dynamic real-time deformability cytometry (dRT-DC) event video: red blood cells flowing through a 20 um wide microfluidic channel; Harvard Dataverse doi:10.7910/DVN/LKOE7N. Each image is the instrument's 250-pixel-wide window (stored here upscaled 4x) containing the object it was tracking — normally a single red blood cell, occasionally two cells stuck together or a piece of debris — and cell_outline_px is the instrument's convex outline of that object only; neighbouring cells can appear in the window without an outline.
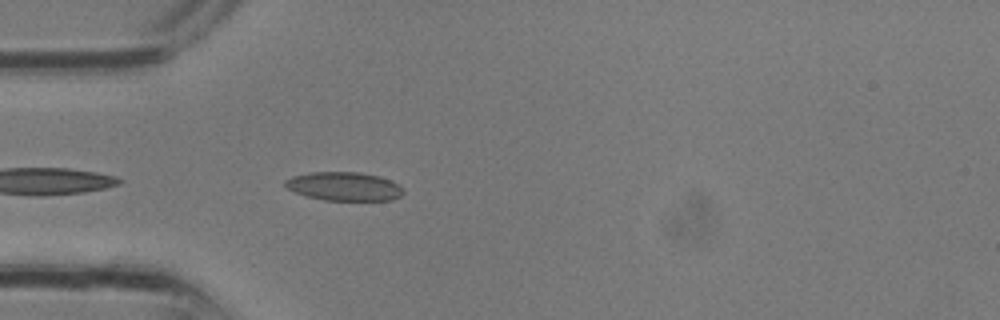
{"species": "common noctule bat (a hibernating species)", "species_latin": "Nyctalus noctula", "temperature_condition": "room temperature", "stored_images_in_passage": 12, "camera_frame_rate_fps": 3000, "um_per_image_px": 0.085, "animal": {"sex": "male", "body_mass_g": 13.3}, "frame": {"image": 1, "passage_image": 4, "time_ms": 1.0, "image_size_px": [1000, 320], "cell_outline_px": [[404, 192], [400, 196], [392, 200], [324, 200], [308, 196], [296, 192], [288, 188], [284, 184], [284, 180], [292, 176], [308, 172], [360, 172], [380, 176], [400, 184], [404, 188]], "centroid_in_image_um": [29.28, 15.83], "position_along_channel_um": 55.7, "area_um2": 19.83}}
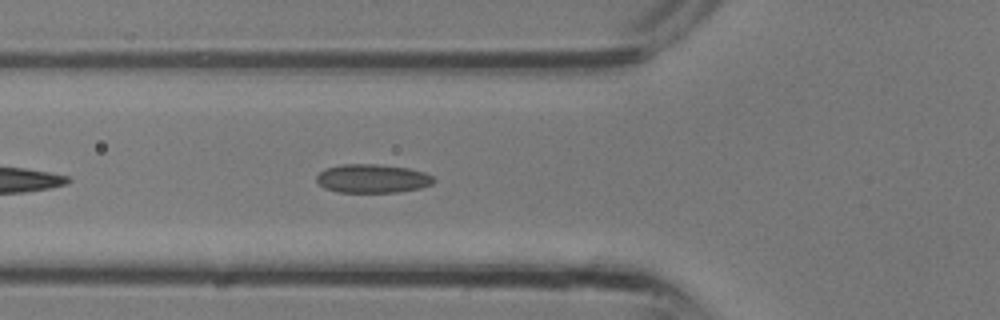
{"frame": {"image": 2, "passage_image": 6, "time_ms": 1.667, "image_size_px": [1000, 320], "cell_outline_px": [[436, 180], [432, 184], [420, 188], [396, 192], [336, 192], [324, 188], [316, 180], [316, 176], [324, 168], [340, 164], [376, 164], [408, 168], [424, 172], [432, 176]], "centroid_in_image_um": [31.63, 15.17], "position_along_channel_um": 94.2, "area_um2": 19.65}}
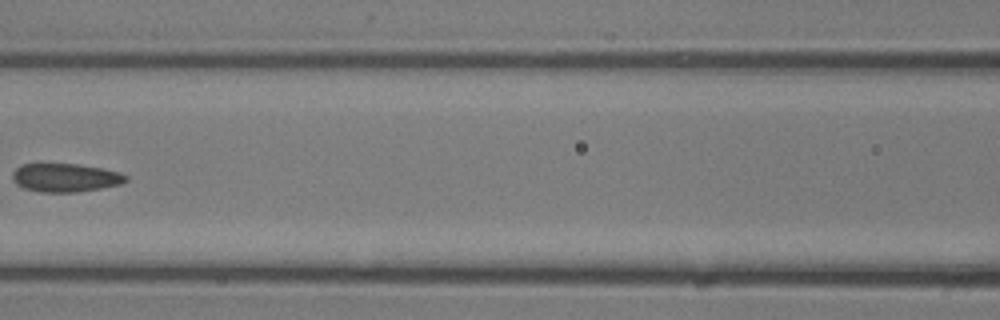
{"frame": {"image": 3, "passage_image": 9, "time_ms": 2.667, "image_size_px": [1000, 320], "cell_outline_px": [[128, 180], [120, 184], [100, 188], [76, 192], [40, 192], [24, 188], [16, 184], [12, 180], [12, 172], [20, 164], [80, 164], [104, 168], [120, 172], [128, 176]], "centroid_in_image_um": [5.55, 15.09], "position_along_channel_um": 161.0, "area_um2": 18.96}}